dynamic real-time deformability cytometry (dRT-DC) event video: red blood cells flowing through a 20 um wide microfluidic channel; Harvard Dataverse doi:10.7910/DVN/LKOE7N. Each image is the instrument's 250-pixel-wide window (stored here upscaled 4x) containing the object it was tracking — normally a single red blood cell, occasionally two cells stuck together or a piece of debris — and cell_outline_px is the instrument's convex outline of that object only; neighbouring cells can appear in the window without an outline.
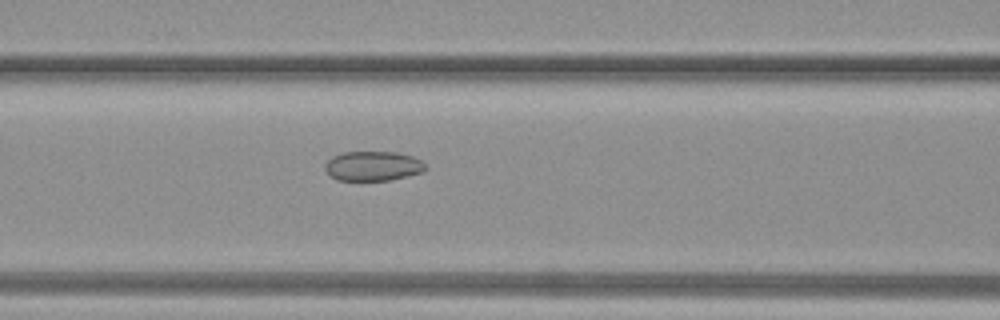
{"species": "common noctule bat (a hibernating species)", "species_latin": "Nyctalus noctula", "temperature_condition": "warm", "stored_images_in_passage": 31, "camera_frame_rate_fps": 3000, "um_per_image_px": 0.085, "animal": {"sex": "female", "body_mass_g": 19.3, "forearm_length_mm": 54.1}, "frame": {"image": 1, "passage_image": 13, "time_ms": 4.0, "image_size_px": [1000, 320], "cell_outline_px": [[428, 168], [424, 172], [392, 180], [336, 180], [324, 168], [324, 164], [332, 156], [344, 152], [396, 152], [412, 156], [420, 160]], "centroid_in_image_um": [31.72, 14.11], "position_along_channel_um": 134.9, "area_um2": 17.4}}
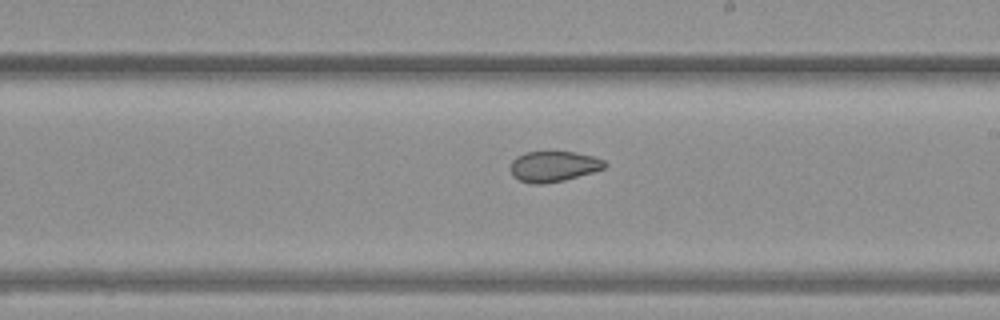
{"frame": {"image": 2, "passage_image": 19, "time_ms": 6.0, "image_size_px": [1000, 320], "cell_outline_px": [[608, 164], [604, 168], [592, 172], [564, 180], [544, 184], [532, 184], [520, 180], [512, 176], [508, 168], [512, 160], [516, 156], [524, 152], [576, 152], [592, 156], [604, 160]], "centroid_in_image_um": [47.0, 14.14], "position_along_channel_um": 242.0, "area_um2": 16.94}}
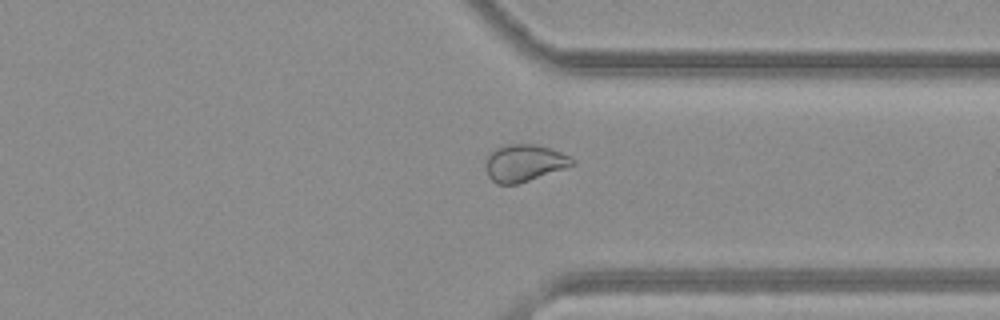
{"frame": {"image": 3, "passage_image": 26, "time_ms": 8.333, "image_size_px": [1000, 320], "cell_outline_px": [[576, 164], [516, 184], [496, 184], [488, 176], [484, 164], [488, 156], [496, 148], [508, 144], [536, 144], [552, 148], [576, 160]], "centroid_in_image_um": [44.55, 13.84], "position_along_channel_um": 366.9, "area_um2": 18.55}}